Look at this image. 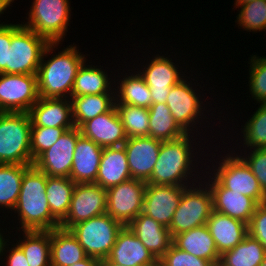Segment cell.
I'll list each match as a JSON object with an SVG mask.
<instances>
[{
	"label": "cell",
	"instance_id": "d6986e66",
	"mask_svg": "<svg viewBox=\"0 0 266 266\" xmlns=\"http://www.w3.org/2000/svg\"><path fill=\"white\" fill-rule=\"evenodd\" d=\"M81 134L105 147H119L127 140L124 126L115 105L94 119L86 121L80 128Z\"/></svg>",
	"mask_w": 266,
	"mask_h": 266
},
{
	"label": "cell",
	"instance_id": "7dc6e473",
	"mask_svg": "<svg viewBox=\"0 0 266 266\" xmlns=\"http://www.w3.org/2000/svg\"><path fill=\"white\" fill-rule=\"evenodd\" d=\"M99 266H121V265H118L114 262H111L107 259H101L100 260V263H99Z\"/></svg>",
	"mask_w": 266,
	"mask_h": 266
},
{
	"label": "cell",
	"instance_id": "b9f144b4",
	"mask_svg": "<svg viewBox=\"0 0 266 266\" xmlns=\"http://www.w3.org/2000/svg\"><path fill=\"white\" fill-rule=\"evenodd\" d=\"M251 150L246 154L247 150L244 151V155H239L250 168L251 172L257 178L260 188L266 194V149H249ZM248 155V156H247Z\"/></svg>",
	"mask_w": 266,
	"mask_h": 266
},
{
	"label": "cell",
	"instance_id": "484cf974",
	"mask_svg": "<svg viewBox=\"0 0 266 266\" xmlns=\"http://www.w3.org/2000/svg\"><path fill=\"white\" fill-rule=\"evenodd\" d=\"M173 244L191 255L211 261L215 266L219 265L220 255L206 224L175 235Z\"/></svg>",
	"mask_w": 266,
	"mask_h": 266
},
{
	"label": "cell",
	"instance_id": "ba28073f",
	"mask_svg": "<svg viewBox=\"0 0 266 266\" xmlns=\"http://www.w3.org/2000/svg\"><path fill=\"white\" fill-rule=\"evenodd\" d=\"M200 183L199 181L198 185L191 184L184 189L168 228L172 238L181 232L206 224L213 212L211 190L206 183Z\"/></svg>",
	"mask_w": 266,
	"mask_h": 266
},
{
	"label": "cell",
	"instance_id": "8d00e7d4",
	"mask_svg": "<svg viewBox=\"0 0 266 266\" xmlns=\"http://www.w3.org/2000/svg\"><path fill=\"white\" fill-rule=\"evenodd\" d=\"M241 129L243 147H247L248 152L249 149H266V104H260Z\"/></svg>",
	"mask_w": 266,
	"mask_h": 266
},
{
	"label": "cell",
	"instance_id": "7bdbcfd3",
	"mask_svg": "<svg viewBox=\"0 0 266 266\" xmlns=\"http://www.w3.org/2000/svg\"><path fill=\"white\" fill-rule=\"evenodd\" d=\"M248 234L266 250V202L258 204L248 224Z\"/></svg>",
	"mask_w": 266,
	"mask_h": 266
},
{
	"label": "cell",
	"instance_id": "f5cc1de1",
	"mask_svg": "<svg viewBox=\"0 0 266 266\" xmlns=\"http://www.w3.org/2000/svg\"><path fill=\"white\" fill-rule=\"evenodd\" d=\"M260 266H266V254H265L264 259H263Z\"/></svg>",
	"mask_w": 266,
	"mask_h": 266
},
{
	"label": "cell",
	"instance_id": "8992f818",
	"mask_svg": "<svg viewBox=\"0 0 266 266\" xmlns=\"http://www.w3.org/2000/svg\"><path fill=\"white\" fill-rule=\"evenodd\" d=\"M49 42L31 29L11 23V45L7 56V74H37Z\"/></svg>",
	"mask_w": 266,
	"mask_h": 266
},
{
	"label": "cell",
	"instance_id": "f35d334b",
	"mask_svg": "<svg viewBox=\"0 0 266 266\" xmlns=\"http://www.w3.org/2000/svg\"><path fill=\"white\" fill-rule=\"evenodd\" d=\"M249 68V92L256 103L266 104V57L252 55Z\"/></svg>",
	"mask_w": 266,
	"mask_h": 266
},
{
	"label": "cell",
	"instance_id": "30bf717a",
	"mask_svg": "<svg viewBox=\"0 0 266 266\" xmlns=\"http://www.w3.org/2000/svg\"><path fill=\"white\" fill-rule=\"evenodd\" d=\"M196 90L193 89V84L185 76L171 87L166 100V105L177 124L186 133H191L193 136L196 131L193 128H196L198 123L201 126V122H203L201 117L204 116L203 111L206 110L204 106H201L203 105V101L200 99L202 97ZM199 120L202 121L200 122Z\"/></svg>",
	"mask_w": 266,
	"mask_h": 266
},
{
	"label": "cell",
	"instance_id": "5bb4252c",
	"mask_svg": "<svg viewBox=\"0 0 266 266\" xmlns=\"http://www.w3.org/2000/svg\"><path fill=\"white\" fill-rule=\"evenodd\" d=\"M80 135L81 131L77 127L66 130L53 146L34 161L33 165L50 177H69L75 146Z\"/></svg>",
	"mask_w": 266,
	"mask_h": 266
},
{
	"label": "cell",
	"instance_id": "ee69618b",
	"mask_svg": "<svg viewBox=\"0 0 266 266\" xmlns=\"http://www.w3.org/2000/svg\"><path fill=\"white\" fill-rule=\"evenodd\" d=\"M0 24V73L7 74V56L11 45V23Z\"/></svg>",
	"mask_w": 266,
	"mask_h": 266
},
{
	"label": "cell",
	"instance_id": "74e56055",
	"mask_svg": "<svg viewBox=\"0 0 266 266\" xmlns=\"http://www.w3.org/2000/svg\"><path fill=\"white\" fill-rule=\"evenodd\" d=\"M240 7L235 21L246 31H266V0H254L237 6Z\"/></svg>",
	"mask_w": 266,
	"mask_h": 266
},
{
	"label": "cell",
	"instance_id": "681fc988",
	"mask_svg": "<svg viewBox=\"0 0 266 266\" xmlns=\"http://www.w3.org/2000/svg\"><path fill=\"white\" fill-rule=\"evenodd\" d=\"M250 1H254V0H235V3H234L235 7L234 8H237V6L245 4V3L250 2Z\"/></svg>",
	"mask_w": 266,
	"mask_h": 266
},
{
	"label": "cell",
	"instance_id": "f907efd6",
	"mask_svg": "<svg viewBox=\"0 0 266 266\" xmlns=\"http://www.w3.org/2000/svg\"><path fill=\"white\" fill-rule=\"evenodd\" d=\"M1 230H3V229L2 228L0 229V249H1L2 245H3V242L6 240V238L3 237V234L1 233L2 232Z\"/></svg>",
	"mask_w": 266,
	"mask_h": 266
},
{
	"label": "cell",
	"instance_id": "7c38bea8",
	"mask_svg": "<svg viewBox=\"0 0 266 266\" xmlns=\"http://www.w3.org/2000/svg\"><path fill=\"white\" fill-rule=\"evenodd\" d=\"M38 99L37 74L0 73V112H28Z\"/></svg>",
	"mask_w": 266,
	"mask_h": 266
},
{
	"label": "cell",
	"instance_id": "5b68a950",
	"mask_svg": "<svg viewBox=\"0 0 266 266\" xmlns=\"http://www.w3.org/2000/svg\"><path fill=\"white\" fill-rule=\"evenodd\" d=\"M69 0H33L27 22L31 29L49 43H61L68 32L71 17Z\"/></svg>",
	"mask_w": 266,
	"mask_h": 266
},
{
	"label": "cell",
	"instance_id": "2e32d148",
	"mask_svg": "<svg viewBox=\"0 0 266 266\" xmlns=\"http://www.w3.org/2000/svg\"><path fill=\"white\" fill-rule=\"evenodd\" d=\"M186 187L147 183L142 213L169 228Z\"/></svg>",
	"mask_w": 266,
	"mask_h": 266
},
{
	"label": "cell",
	"instance_id": "44dd1931",
	"mask_svg": "<svg viewBox=\"0 0 266 266\" xmlns=\"http://www.w3.org/2000/svg\"><path fill=\"white\" fill-rule=\"evenodd\" d=\"M28 113L32 127H75L71 99L39 97Z\"/></svg>",
	"mask_w": 266,
	"mask_h": 266
},
{
	"label": "cell",
	"instance_id": "6da1fadb",
	"mask_svg": "<svg viewBox=\"0 0 266 266\" xmlns=\"http://www.w3.org/2000/svg\"><path fill=\"white\" fill-rule=\"evenodd\" d=\"M59 44L62 43H49L43 52L37 72L38 93L41 98L70 99L77 71L87 60L78 47L71 44L51 56V59L44 60Z\"/></svg>",
	"mask_w": 266,
	"mask_h": 266
},
{
	"label": "cell",
	"instance_id": "cb8c5ba5",
	"mask_svg": "<svg viewBox=\"0 0 266 266\" xmlns=\"http://www.w3.org/2000/svg\"><path fill=\"white\" fill-rule=\"evenodd\" d=\"M206 226L219 255L236 247L248 235L246 223L215 211L211 213Z\"/></svg>",
	"mask_w": 266,
	"mask_h": 266
},
{
	"label": "cell",
	"instance_id": "60d3db41",
	"mask_svg": "<svg viewBox=\"0 0 266 266\" xmlns=\"http://www.w3.org/2000/svg\"><path fill=\"white\" fill-rule=\"evenodd\" d=\"M158 266H215L211 261L196 257L185 252L173 243L158 260Z\"/></svg>",
	"mask_w": 266,
	"mask_h": 266
},
{
	"label": "cell",
	"instance_id": "4316f807",
	"mask_svg": "<svg viewBox=\"0 0 266 266\" xmlns=\"http://www.w3.org/2000/svg\"><path fill=\"white\" fill-rule=\"evenodd\" d=\"M51 266H71L88 256L69 230H51Z\"/></svg>",
	"mask_w": 266,
	"mask_h": 266
},
{
	"label": "cell",
	"instance_id": "7402d4cb",
	"mask_svg": "<svg viewBox=\"0 0 266 266\" xmlns=\"http://www.w3.org/2000/svg\"><path fill=\"white\" fill-rule=\"evenodd\" d=\"M103 148L82 134L78 137L69 178L76 184L95 183Z\"/></svg>",
	"mask_w": 266,
	"mask_h": 266
},
{
	"label": "cell",
	"instance_id": "52a82bcc",
	"mask_svg": "<svg viewBox=\"0 0 266 266\" xmlns=\"http://www.w3.org/2000/svg\"><path fill=\"white\" fill-rule=\"evenodd\" d=\"M124 225L107 213L75 224L68 230L77 239L88 257L106 259Z\"/></svg>",
	"mask_w": 266,
	"mask_h": 266
},
{
	"label": "cell",
	"instance_id": "277c9868",
	"mask_svg": "<svg viewBox=\"0 0 266 266\" xmlns=\"http://www.w3.org/2000/svg\"><path fill=\"white\" fill-rule=\"evenodd\" d=\"M28 112H0V164L33 165Z\"/></svg>",
	"mask_w": 266,
	"mask_h": 266
},
{
	"label": "cell",
	"instance_id": "f546056e",
	"mask_svg": "<svg viewBox=\"0 0 266 266\" xmlns=\"http://www.w3.org/2000/svg\"><path fill=\"white\" fill-rule=\"evenodd\" d=\"M121 81V82H120ZM119 86L115 88V103L149 108L152 105V96L149 86L139 71L125 75L119 79Z\"/></svg>",
	"mask_w": 266,
	"mask_h": 266
},
{
	"label": "cell",
	"instance_id": "bcb514c9",
	"mask_svg": "<svg viewBox=\"0 0 266 266\" xmlns=\"http://www.w3.org/2000/svg\"><path fill=\"white\" fill-rule=\"evenodd\" d=\"M100 260L97 258L93 257H87L86 259L75 263L74 265L71 266H99Z\"/></svg>",
	"mask_w": 266,
	"mask_h": 266
},
{
	"label": "cell",
	"instance_id": "d4e9b609",
	"mask_svg": "<svg viewBox=\"0 0 266 266\" xmlns=\"http://www.w3.org/2000/svg\"><path fill=\"white\" fill-rule=\"evenodd\" d=\"M131 178L124 146L103 148L95 184L108 189Z\"/></svg>",
	"mask_w": 266,
	"mask_h": 266
},
{
	"label": "cell",
	"instance_id": "ab89813d",
	"mask_svg": "<svg viewBox=\"0 0 266 266\" xmlns=\"http://www.w3.org/2000/svg\"><path fill=\"white\" fill-rule=\"evenodd\" d=\"M68 129L60 127H31V155L33 162Z\"/></svg>",
	"mask_w": 266,
	"mask_h": 266
},
{
	"label": "cell",
	"instance_id": "3957f363",
	"mask_svg": "<svg viewBox=\"0 0 266 266\" xmlns=\"http://www.w3.org/2000/svg\"><path fill=\"white\" fill-rule=\"evenodd\" d=\"M46 183L47 175L34 165L24 172L19 198L13 211L17 213L21 226L16 227L17 230L51 231L60 228V223L52 216L48 205Z\"/></svg>",
	"mask_w": 266,
	"mask_h": 266
},
{
	"label": "cell",
	"instance_id": "e575fe53",
	"mask_svg": "<svg viewBox=\"0 0 266 266\" xmlns=\"http://www.w3.org/2000/svg\"><path fill=\"white\" fill-rule=\"evenodd\" d=\"M31 165L0 164V208L13 211L21 190L24 172Z\"/></svg>",
	"mask_w": 266,
	"mask_h": 266
},
{
	"label": "cell",
	"instance_id": "8fae6325",
	"mask_svg": "<svg viewBox=\"0 0 266 266\" xmlns=\"http://www.w3.org/2000/svg\"><path fill=\"white\" fill-rule=\"evenodd\" d=\"M146 184L131 178L106 189V213L127 226L142 213Z\"/></svg>",
	"mask_w": 266,
	"mask_h": 266
},
{
	"label": "cell",
	"instance_id": "4fadbf2b",
	"mask_svg": "<svg viewBox=\"0 0 266 266\" xmlns=\"http://www.w3.org/2000/svg\"><path fill=\"white\" fill-rule=\"evenodd\" d=\"M106 204V189L95 183L76 184L69 211L60 228L68 230L75 224L105 214Z\"/></svg>",
	"mask_w": 266,
	"mask_h": 266
},
{
	"label": "cell",
	"instance_id": "1f68e13d",
	"mask_svg": "<svg viewBox=\"0 0 266 266\" xmlns=\"http://www.w3.org/2000/svg\"><path fill=\"white\" fill-rule=\"evenodd\" d=\"M148 110L150 137L160 141H171L186 134L173 118L166 103L152 104Z\"/></svg>",
	"mask_w": 266,
	"mask_h": 266
},
{
	"label": "cell",
	"instance_id": "4dcf8cb0",
	"mask_svg": "<svg viewBox=\"0 0 266 266\" xmlns=\"http://www.w3.org/2000/svg\"><path fill=\"white\" fill-rule=\"evenodd\" d=\"M21 233L24 238H19L16 245L24 253L29 266H51V231H21Z\"/></svg>",
	"mask_w": 266,
	"mask_h": 266
},
{
	"label": "cell",
	"instance_id": "ac0fdd59",
	"mask_svg": "<svg viewBox=\"0 0 266 266\" xmlns=\"http://www.w3.org/2000/svg\"><path fill=\"white\" fill-rule=\"evenodd\" d=\"M161 143L150 136L127 138L123 146L132 178L145 182L150 179Z\"/></svg>",
	"mask_w": 266,
	"mask_h": 266
},
{
	"label": "cell",
	"instance_id": "f1b7e54d",
	"mask_svg": "<svg viewBox=\"0 0 266 266\" xmlns=\"http://www.w3.org/2000/svg\"><path fill=\"white\" fill-rule=\"evenodd\" d=\"M74 126L80 128L86 121L108 112L115 105V94H96L70 97Z\"/></svg>",
	"mask_w": 266,
	"mask_h": 266
},
{
	"label": "cell",
	"instance_id": "d590c367",
	"mask_svg": "<svg viewBox=\"0 0 266 266\" xmlns=\"http://www.w3.org/2000/svg\"><path fill=\"white\" fill-rule=\"evenodd\" d=\"M127 138L149 136V110L143 107L115 103Z\"/></svg>",
	"mask_w": 266,
	"mask_h": 266
},
{
	"label": "cell",
	"instance_id": "c3c4849f",
	"mask_svg": "<svg viewBox=\"0 0 266 266\" xmlns=\"http://www.w3.org/2000/svg\"><path fill=\"white\" fill-rule=\"evenodd\" d=\"M7 8L8 6L0 0V16L1 14H4L5 11H7Z\"/></svg>",
	"mask_w": 266,
	"mask_h": 266
},
{
	"label": "cell",
	"instance_id": "9c48e42d",
	"mask_svg": "<svg viewBox=\"0 0 266 266\" xmlns=\"http://www.w3.org/2000/svg\"><path fill=\"white\" fill-rule=\"evenodd\" d=\"M234 151L227 153L218 165L213 164L212 171H205V174L213 176L225 187L232 192H237L247 197L253 198L258 204L266 202V194L260 188L257 178L251 172L245 161ZM234 153V155H233ZM215 165V166H214ZM218 166V167H217ZM218 168V169H217ZM214 169V170H213ZM214 173H211V172ZM210 172V173H209Z\"/></svg>",
	"mask_w": 266,
	"mask_h": 266
},
{
	"label": "cell",
	"instance_id": "f6af8a7d",
	"mask_svg": "<svg viewBox=\"0 0 266 266\" xmlns=\"http://www.w3.org/2000/svg\"><path fill=\"white\" fill-rule=\"evenodd\" d=\"M8 240L9 239H6V241L3 242V245L0 249V257L5 255V253L6 254L9 253L6 256L7 259H4V260H6V262H5L6 265H4V266H29L28 261L24 255V253L22 252V250L16 244L12 245V247L10 249V247H9L10 244H8V243H11V242H9Z\"/></svg>",
	"mask_w": 266,
	"mask_h": 266
},
{
	"label": "cell",
	"instance_id": "7a4b0ae2",
	"mask_svg": "<svg viewBox=\"0 0 266 266\" xmlns=\"http://www.w3.org/2000/svg\"><path fill=\"white\" fill-rule=\"evenodd\" d=\"M190 135L191 133H186L178 139L162 141L159 149L158 160L154 165L150 179L146 183L188 187L191 183L195 184L194 182L197 183L203 178V176L200 177L199 175V168L195 171V165L198 164L197 160L199 158H194L196 157V153L198 155V151L196 150L197 147L192 146L194 145L193 141L196 143V139L193 140V136ZM193 147H195V149ZM194 150H196L195 154ZM193 172H196V174H193ZM197 173L199 174L197 175ZM195 175H197V177H195Z\"/></svg>",
	"mask_w": 266,
	"mask_h": 266
},
{
	"label": "cell",
	"instance_id": "d6a6232c",
	"mask_svg": "<svg viewBox=\"0 0 266 266\" xmlns=\"http://www.w3.org/2000/svg\"><path fill=\"white\" fill-rule=\"evenodd\" d=\"M76 183L69 177L47 176L46 197L52 216L61 223L70 208L71 198Z\"/></svg>",
	"mask_w": 266,
	"mask_h": 266
},
{
	"label": "cell",
	"instance_id": "ffe728a7",
	"mask_svg": "<svg viewBox=\"0 0 266 266\" xmlns=\"http://www.w3.org/2000/svg\"><path fill=\"white\" fill-rule=\"evenodd\" d=\"M106 259L121 266H158V260L127 226L118 233Z\"/></svg>",
	"mask_w": 266,
	"mask_h": 266
},
{
	"label": "cell",
	"instance_id": "836d02e7",
	"mask_svg": "<svg viewBox=\"0 0 266 266\" xmlns=\"http://www.w3.org/2000/svg\"><path fill=\"white\" fill-rule=\"evenodd\" d=\"M266 250L249 234L233 249L220 255L218 266H260Z\"/></svg>",
	"mask_w": 266,
	"mask_h": 266
},
{
	"label": "cell",
	"instance_id": "603a6c76",
	"mask_svg": "<svg viewBox=\"0 0 266 266\" xmlns=\"http://www.w3.org/2000/svg\"><path fill=\"white\" fill-rule=\"evenodd\" d=\"M127 227L157 260L164 255L173 243L169 229L143 213L133 219Z\"/></svg>",
	"mask_w": 266,
	"mask_h": 266
},
{
	"label": "cell",
	"instance_id": "816d5d0a",
	"mask_svg": "<svg viewBox=\"0 0 266 266\" xmlns=\"http://www.w3.org/2000/svg\"><path fill=\"white\" fill-rule=\"evenodd\" d=\"M4 4H6L8 7L12 6L10 4H12L14 2V0H1Z\"/></svg>",
	"mask_w": 266,
	"mask_h": 266
},
{
	"label": "cell",
	"instance_id": "9a60e30c",
	"mask_svg": "<svg viewBox=\"0 0 266 266\" xmlns=\"http://www.w3.org/2000/svg\"><path fill=\"white\" fill-rule=\"evenodd\" d=\"M172 61L165 55L157 54L148 65L147 63L145 66L143 65L145 68L139 70L140 75L149 86L152 104L166 103L171 87L185 77L183 75L185 72L177 68L179 65L176 66Z\"/></svg>",
	"mask_w": 266,
	"mask_h": 266
},
{
	"label": "cell",
	"instance_id": "83f0119b",
	"mask_svg": "<svg viewBox=\"0 0 266 266\" xmlns=\"http://www.w3.org/2000/svg\"><path fill=\"white\" fill-rule=\"evenodd\" d=\"M85 60L77 71L71 97L96 94H115V88L112 89L116 81L108 77L100 67L86 65ZM93 66V67H92ZM114 81V82H113ZM111 83V84H110ZM113 83V84H112Z\"/></svg>",
	"mask_w": 266,
	"mask_h": 266
},
{
	"label": "cell",
	"instance_id": "e0dca14e",
	"mask_svg": "<svg viewBox=\"0 0 266 266\" xmlns=\"http://www.w3.org/2000/svg\"><path fill=\"white\" fill-rule=\"evenodd\" d=\"M206 178L209 179L201 182L206 183L211 190L213 211L241 220L248 225L258 203L251 197L225 188L213 175Z\"/></svg>",
	"mask_w": 266,
	"mask_h": 266
}]
</instances>
